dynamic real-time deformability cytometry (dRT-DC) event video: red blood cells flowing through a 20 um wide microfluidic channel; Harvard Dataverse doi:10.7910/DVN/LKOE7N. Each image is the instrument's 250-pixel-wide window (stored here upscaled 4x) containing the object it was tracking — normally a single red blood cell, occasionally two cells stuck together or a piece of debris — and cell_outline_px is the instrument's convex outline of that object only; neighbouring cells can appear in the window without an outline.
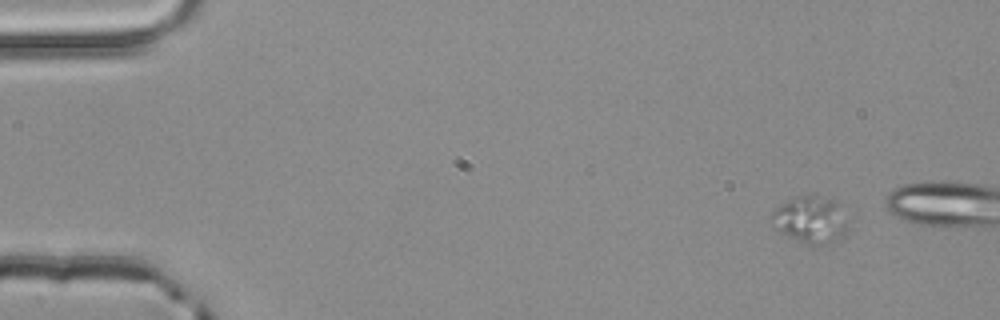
{"species": "common noctule bat (a hibernating species)", "species_latin": "Nyctalus noctula", "temperature_condition": "room temperature", "stored_images_in_passage": 3, "camera_frame_rate_fps": 3000, "um_per_image_px": 0.085, "animal": {"sex": "male", "body_mass_g": 20.4}, "frame": {"image": 1, "passage_image": 1, "time_ms": 0.0, "image_size_px": [1000, 320], "cell_outline_px": [[848, 232], [844, 236], [836, 240], [824, 244], [804, 244], [784, 232], [768, 220], [772, 212], [776, 208], [792, 196], [812, 196], [840, 200], [848, 224]], "centroid_in_image_um": [68.96, 18.65], "position_along_channel_um": 16.0, "area_um2": 20.98}}